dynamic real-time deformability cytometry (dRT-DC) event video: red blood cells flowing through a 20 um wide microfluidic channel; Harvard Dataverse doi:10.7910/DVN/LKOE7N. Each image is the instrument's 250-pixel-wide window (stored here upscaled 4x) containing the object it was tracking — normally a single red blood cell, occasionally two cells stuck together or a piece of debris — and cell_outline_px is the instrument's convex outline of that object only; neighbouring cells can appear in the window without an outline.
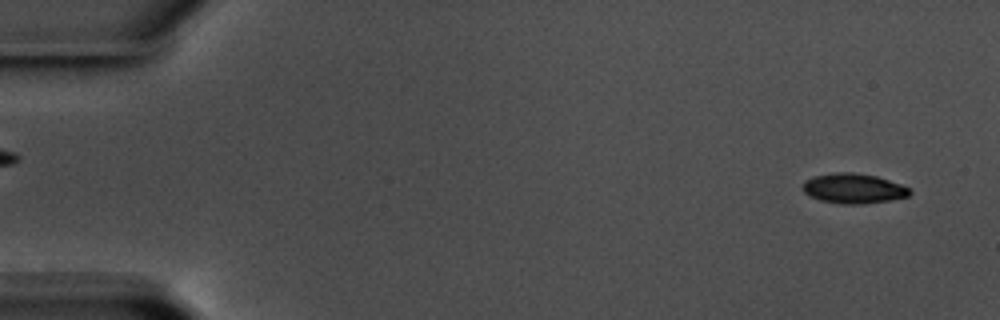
{"species": "common noctule bat (a hibernating species)", "species_latin": "Nyctalus noctula", "temperature_condition": "warm", "stored_images_in_passage": 55, "camera_frame_rate_fps": 3000, "um_per_image_px": 0.085, "animal": {"sex": "male", "body_mass_g": 17.5, "forearm_length_mm": 52.3}, "frame": {"image": 1, "passage_image": 1, "time_ms": 0.0, "image_size_px": [1000, 320], "cell_outline_px": [[912, 192], [908, 196], [892, 200], [864, 204], [840, 204], [820, 200], [808, 196], [804, 192], [804, 180], [812, 176], [836, 172], [852, 172], [876, 176], [900, 184], [908, 188]], "centroid_in_image_um": [72.53, 16.02], "position_along_channel_um": 12.5, "area_um2": 18.73}}
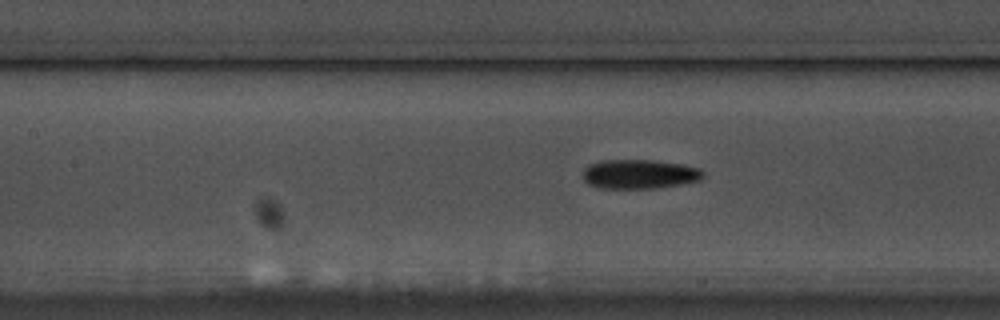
{"frame": {"image": 2, "passage_image": 24, "time_ms": 7.667, "image_size_px": [1000, 320], "cell_outline_px": [[704, 176], [700, 180], [680, 184], [656, 188], [600, 188], [588, 184], [584, 180], [584, 168], [588, 164], [604, 160], [652, 160], [680, 164], [700, 168], [704, 172]], "centroid_in_image_um": [54.35, 14.8], "position_along_channel_um": 153.1, "area_um2": 20.46}}
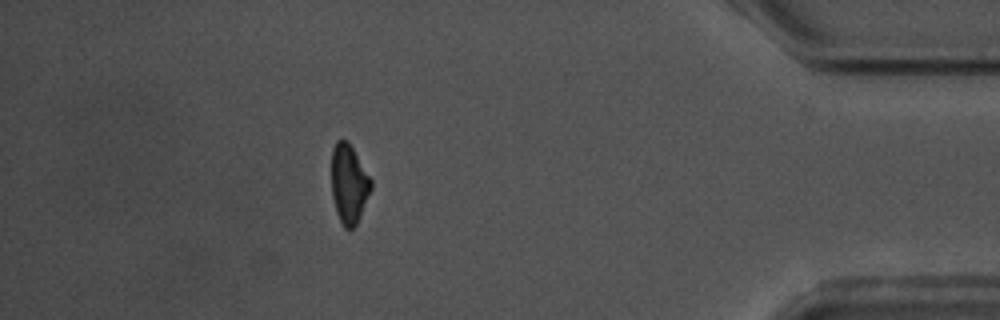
{"frame": {"image": 3, "passage_image": 49, "time_ms": 16.0, "image_size_px": [1000, 320], "cell_outline_px": [[372, 188], [356, 224], [352, 228], [344, 228], [336, 212], [332, 196], [332, 148], [336, 140], [344, 140], [352, 148], [372, 180]], "centroid_in_image_um": [29.65, 15.64], "position_along_channel_um": 405.6, "area_um2": 17.86}, "authors_computed_cell_mechanics": {"area_um2": 19.2474, "velocity_mm_per_s": 3.5719, "shape_relaxation_time_tau1_ms": 4.4995, "shape_relaxation_time_tau2_ms": null, "deformation_change_tau1": 0.139, "deformation_change_tau2": null}}